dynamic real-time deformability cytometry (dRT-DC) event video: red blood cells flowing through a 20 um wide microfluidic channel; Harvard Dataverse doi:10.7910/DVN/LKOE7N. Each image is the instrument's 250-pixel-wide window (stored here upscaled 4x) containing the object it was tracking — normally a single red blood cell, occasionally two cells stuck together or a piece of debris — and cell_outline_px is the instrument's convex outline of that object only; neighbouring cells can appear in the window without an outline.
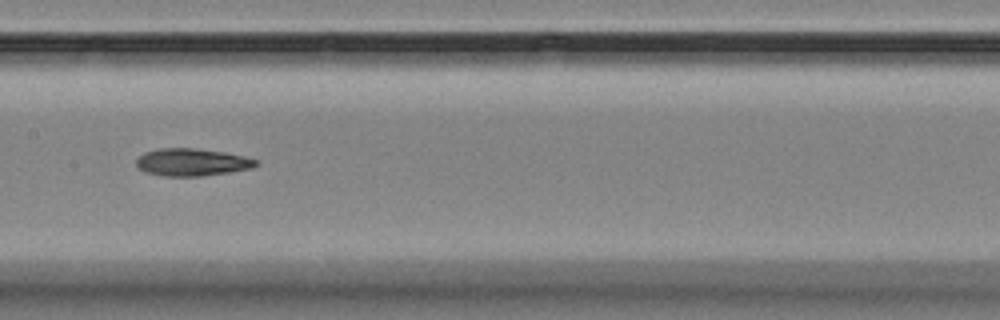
{"species": "Egyptian fruit bat (a non-hibernating species)", "species_latin": "Rousettus aegyptiacus", "temperature_condition": "room temperature", "stored_images_in_passage": 16, "camera_frame_rate_fps": 3000, "um_per_image_px": 0.085, "animal": {"sex": "female"}, "frame": {"image": 1, "passage_image": 8, "time_ms": 9.0, "image_size_px": [1000, 320], "cell_outline_px": [[260, 164], [252, 168], [228, 172], [200, 176], [160, 176], [144, 172], [136, 168], [136, 160], [144, 152], [160, 148], [192, 148], [224, 152], [244, 156], [260, 160]], "centroid_in_image_um": [16.3, 13.79], "position_along_channel_um": 191.1, "area_um2": 19.31}}
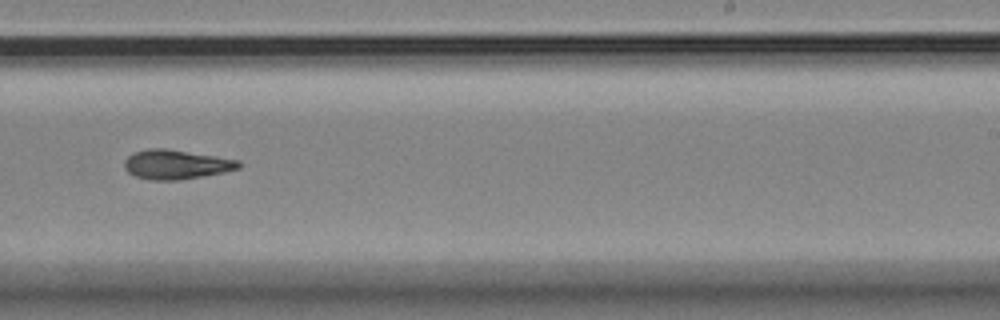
{"frame": {"image": 2, "passage_image": 10, "time_ms": 11.333, "image_size_px": [1000, 320], "cell_outline_px": [[240, 168], [224, 172], [204, 176], [180, 180], [148, 180], [136, 176], [128, 172], [124, 168], [124, 160], [132, 152], [148, 148], [164, 148], [216, 156], [240, 160]], "centroid_in_image_um": [14.95, 13.98], "position_along_channel_um": 274.1, "area_um2": 19.71}}
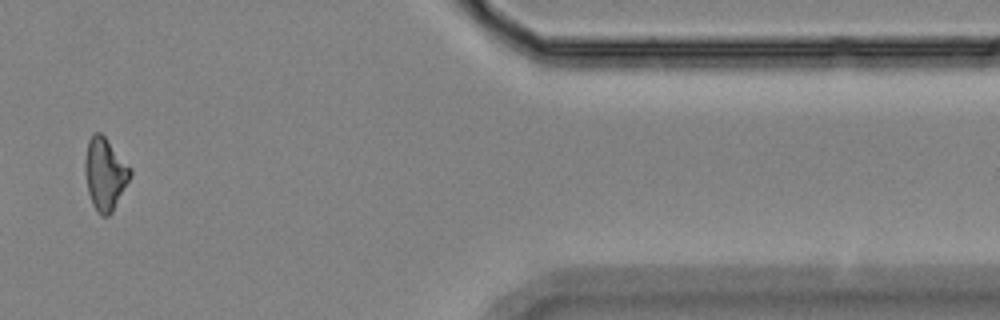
{"frame": {"image": 3, "passage_image": 14, "time_ms": 16.0, "image_size_px": [1000, 320], "cell_outline_px": [[132, 176], [112, 212], [108, 216], [100, 216], [92, 204], [88, 192], [84, 172], [84, 160], [88, 140], [92, 132], [100, 132], [104, 136], [132, 168]], "centroid_in_image_um": [8.92, 14.78], "position_along_channel_um": 402.5, "area_um2": 19.31}, "authors_computed_cell_mechanics": {"area_um2": 19.3052, "velocity_mm_per_s": 3.5821, "shape_relaxation_time_tau1_ms": 4.0257, "shape_relaxation_time_tau2_ms": 3.5256, "deformation_change_tau1": 0.1316, "deformation_change_tau2": 0.1039}}